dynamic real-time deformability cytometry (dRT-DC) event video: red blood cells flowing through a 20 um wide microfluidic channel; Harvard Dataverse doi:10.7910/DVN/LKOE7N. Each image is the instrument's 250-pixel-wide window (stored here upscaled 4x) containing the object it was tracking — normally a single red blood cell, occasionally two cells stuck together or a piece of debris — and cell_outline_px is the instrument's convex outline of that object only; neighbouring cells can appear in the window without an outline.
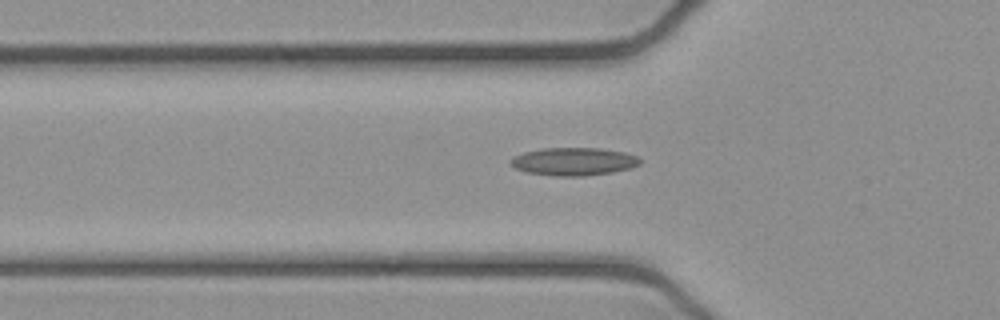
{"species": "common noctule bat (a hibernating species)", "species_latin": "Nyctalus noctula", "temperature_condition": "cold", "stored_images_in_passage": 37, "camera_frame_rate_fps": 3000, "um_per_image_px": 0.085, "animal": {"sex": "female", "body_mass_g": 21.9}, "frame": {"image": 1, "passage_image": 9, "time_ms": 2.667, "image_size_px": [1000, 320], "cell_outline_px": [[640, 164], [632, 168], [612, 172], [584, 176], [552, 176], [524, 172], [508, 164], [508, 160], [512, 156], [524, 152], [540, 148], [600, 148], [624, 152], [636, 156], [640, 160]], "centroid_in_image_um": [48.7, 13.73], "position_along_channel_um": 77.1, "area_um2": 21.33}}
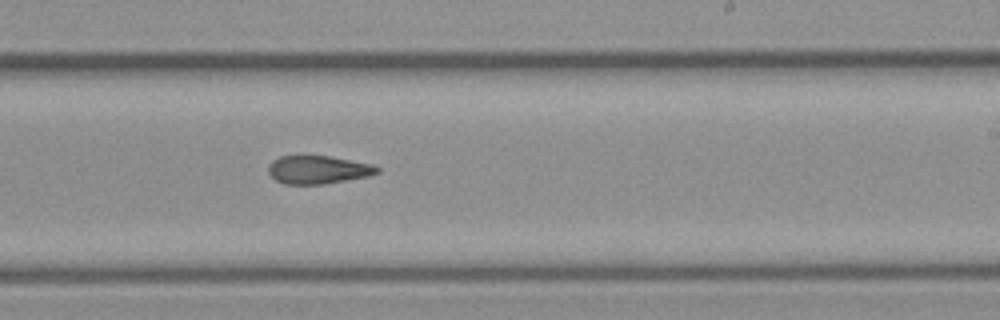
{"frame": {"image": 2, "passage_image": 23, "time_ms": 7.333, "image_size_px": [1000, 320], "cell_outline_px": [[380, 172], [368, 176], [324, 184], [284, 184], [276, 180], [268, 172], [268, 164], [272, 160], [280, 156], [304, 152], [328, 156], [372, 164], [380, 168]], "centroid_in_image_um": [26.98, 14.38], "position_along_channel_um": 262.0, "area_um2": 18.5}}
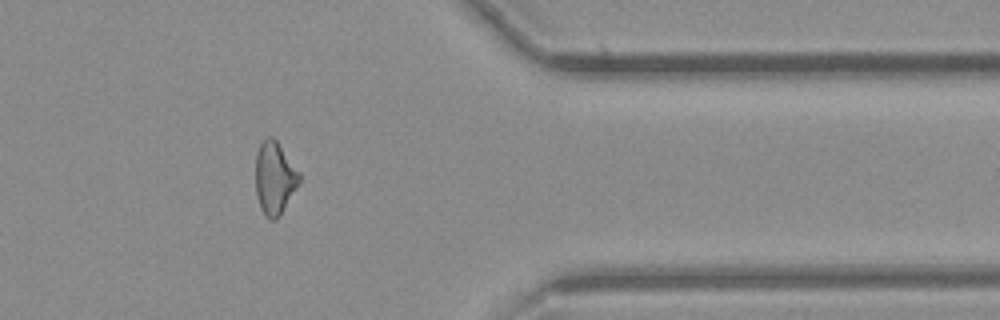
{"frame": {"image": 3, "passage_image": 34, "time_ms": 11.0, "image_size_px": [1000, 320], "cell_outline_px": [[300, 184], [280, 216], [276, 220], [268, 220], [264, 216], [260, 208], [256, 196], [256, 152], [260, 144], [268, 136], [272, 136], [276, 140], [300, 172]], "centroid_in_image_um": [23.35, 15.18], "position_along_channel_um": 388.1, "area_um2": 18.84}}